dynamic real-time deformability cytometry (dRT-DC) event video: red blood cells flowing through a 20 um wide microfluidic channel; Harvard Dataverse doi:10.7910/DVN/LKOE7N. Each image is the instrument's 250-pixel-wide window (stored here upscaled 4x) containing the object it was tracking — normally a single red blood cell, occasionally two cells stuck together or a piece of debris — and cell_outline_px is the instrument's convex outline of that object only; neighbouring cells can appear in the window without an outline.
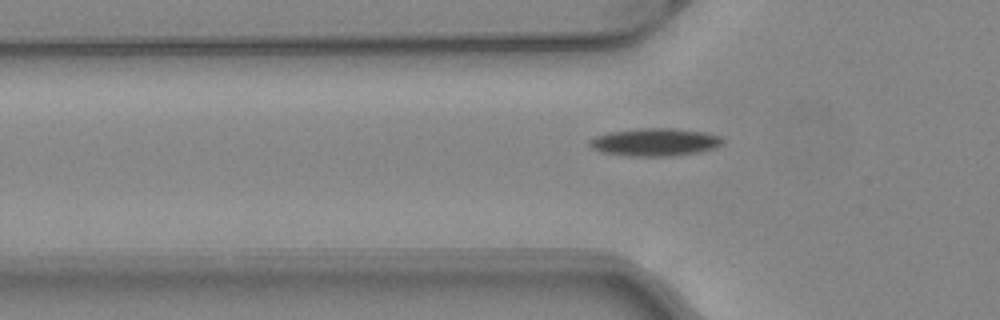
{"species": "common noctule bat (a hibernating species)", "species_latin": "Nyctalus noctula", "temperature_condition": "warm", "stored_images_in_passage": 31, "camera_frame_rate_fps": 3000, "um_per_image_px": 0.085, "animal": {"sex": "female", "body_mass_g": 24.6, "forearm_length_mm": 56.2}, "frame": {"image": 1, "passage_image": 3, "time_ms": 0.667, "image_size_px": [1000, 320], "cell_outline_px": [[724, 140], [716, 148], [696, 152], [672, 156], [628, 156], [600, 152], [592, 148], [588, 144], [588, 140], [596, 136], [608, 132], [640, 128], [672, 128], [704, 132], [720, 136]], "centroid_in_image_um": [55.63, 12.08], "position_along_channel_um": 70.2, "area_um2": 21.56}}
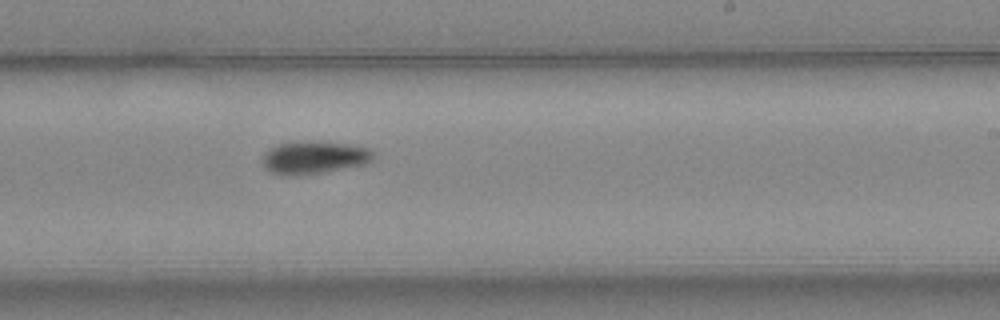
{"frame": {"image": 2, "passage_image": 17, "time_ms": 5.333, "image_size_px": [1000, 320], "cell_outline_px": [[376, 156], [368, 164], [324, 172], [300, 176], [280, 176], [264, 168], [264, 152], [280, 144], [312, 140], [348, 144], [368, 148]], "centroid_in_image_um": [26.73, 13.4], "position_along_channel_um": 262.3, "area_um2": 21.39}}
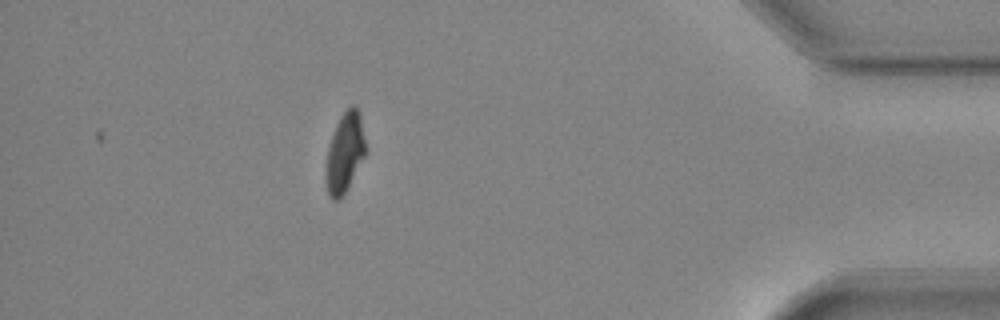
{"frame": {"image": 3, "passage_image": 31, "time_ms": 10.0, "image_size_px": [1000, 320], "cell_outline_px": [[368, 152], [340, 200], [332, 200], [328, 196], [324, 180], [324, 172], [328, 148], [336, 124], [340, 116], [352, 104], [360, 112]], "centroid_in_image_um": [29.31, 13.01], "position_along_channel_um": 405.9, "area_um2": 18.96}, "authors_computed_cell_mechanics": {"area_um2": 20.4034, "velocity_mm_per_s": 4.1119, "shape_relaxation_time_tau1_ms": 2.4669, "shape_relaxation_time_tau2_ms": null, "deformation_change_tau1": 0.1306, "deformation_change_tau2": null}}